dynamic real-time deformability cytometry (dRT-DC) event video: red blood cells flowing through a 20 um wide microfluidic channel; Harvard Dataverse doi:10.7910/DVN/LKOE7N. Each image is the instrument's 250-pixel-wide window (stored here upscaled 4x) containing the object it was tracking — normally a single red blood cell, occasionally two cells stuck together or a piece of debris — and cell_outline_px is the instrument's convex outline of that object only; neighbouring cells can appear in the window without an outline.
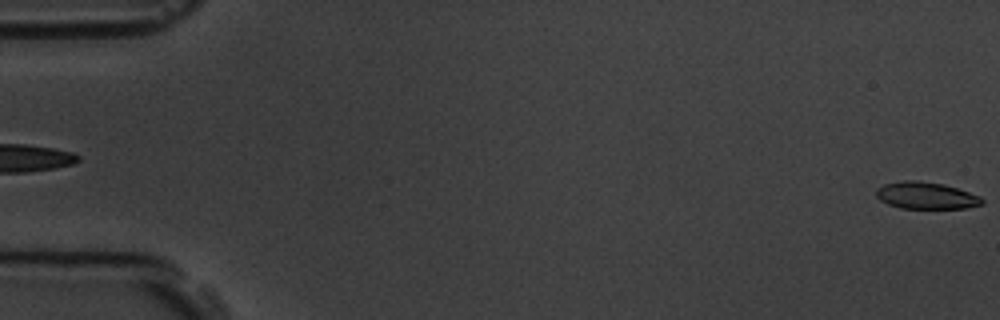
{"species": "common noctule bat (a hibernating species)", "species_latin": "Nyctalus noctula", "temperature_condition": "room temperature", "stored_images_in_passage": 5, "camera_frame_rate_fps": 3000, "um_per_image_px": 0.085, "animal": {"sex": "male", "body_mass_g": 19.5, "forearm_length_mm": 54.6}, "frame": {"image": 1, "passage_image": 5, "time_ms": 5.333, "image_size_px": [1000, 320], "cell_outline_px": [[984, 204], [964, 208], [900, 208], [888, 204], [880, 200], [876, 196], [876, 188], [884, 184], [904, 180], [916, 180], [944, 184], [980, 196], [984, 200]], "centroid_in_image_um": [78.7, 16.62], "position_along_channel_um": 6.3, "area_um2": 16.59}}